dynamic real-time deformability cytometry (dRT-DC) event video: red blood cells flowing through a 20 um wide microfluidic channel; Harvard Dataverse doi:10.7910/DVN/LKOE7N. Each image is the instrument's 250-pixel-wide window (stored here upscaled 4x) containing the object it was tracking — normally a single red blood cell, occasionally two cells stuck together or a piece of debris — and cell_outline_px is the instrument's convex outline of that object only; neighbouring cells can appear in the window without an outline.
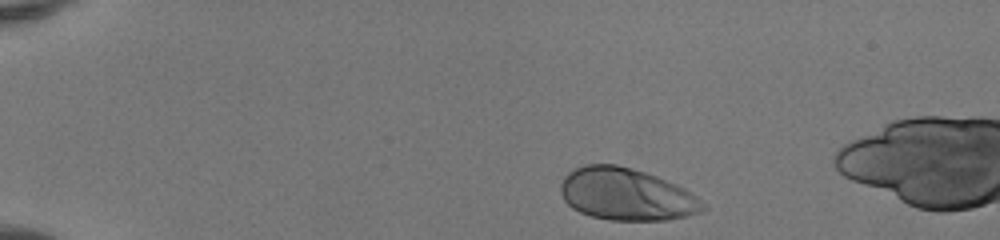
{"species": "human", "species_latin": "Homo sapiens", "temperature_condition": "room temperature", "stored_images_in_passage": 37, "camera_frame_rate_fps": 3000, "um_per_image_px": 0.085, "donor": {"sex": "female"}, "frame": {"image": 1, "passage_image": 1, "time_ms": 0.0, "image_size_px": [1000, 240], "cell_outline_px": [[708, 208], [704, 212], [688, 216], [668, 220], [608, 220], [592, 216], [580, 212], [572, 208], [564, 200], [560, 192], [560, 184], [564, 176], [568, 172], [584, 164], [616, 164], [632, 168], [656, 176], [676, 184], [684, 188], [696, 196]], "centroid_in_image_um": [53.25, 16.52], "position_along_channel_um": 31.8, "area_um2": 43.52}}
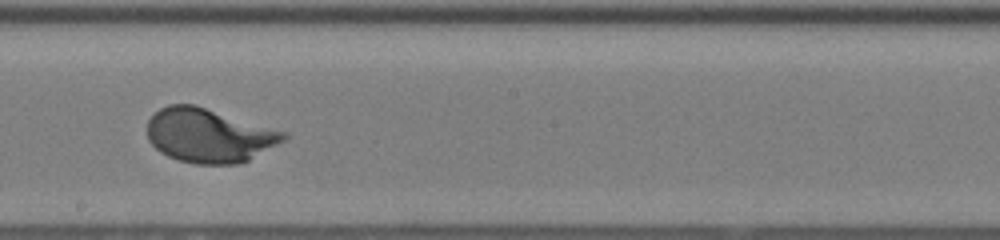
{"frame": {"image": 2, "passage_image": 22, "time_ms": 7.0, "image_size_px": [1000, 240], "cell_outline_px": [[288, 136], [284, 140], [248, 160], [240, 164], [196, 164], [180, 160], [168, 156], [160, 152], [148, 140], [148, 120], [160, 108], [168, 104], [196, 104], [288, 132]], "centroid_in_image_um": [17.77, 11.5], "position_along_channel_um": 230.4, "area_um2": 43.0}}
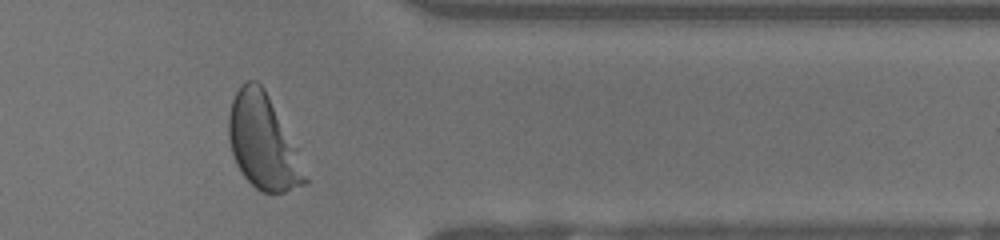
{"frame": {"image": 3, "passage_image": 34, "time_ms": 11.0, "image_size_px": [1000, 240], "cell_outline_px": [[308, 184], [284, 192], [260, 192], [244, 176], [236, 164], [232, 152], [228, 136], [228, 116], [232, 100], [240, 84], [248, 80], [256, 80], [264, 88], [300, 148], [308, 180]], "centroid_in_image_um": [22.41, 12.07], "position_along_channel_um": 389.0, "area_um2": 42.89}, "authors_computed_cell_mechanics": {"area_um2": 41.905, "velocity_mm_per_s": 4.1076, "shape_relaxation_time_tau1_ms": 1.932, "shape_relaxation_time_tau2_ms": null, "deformation_change_tau1": 0.1545, "deformation_change_tau2": null}}